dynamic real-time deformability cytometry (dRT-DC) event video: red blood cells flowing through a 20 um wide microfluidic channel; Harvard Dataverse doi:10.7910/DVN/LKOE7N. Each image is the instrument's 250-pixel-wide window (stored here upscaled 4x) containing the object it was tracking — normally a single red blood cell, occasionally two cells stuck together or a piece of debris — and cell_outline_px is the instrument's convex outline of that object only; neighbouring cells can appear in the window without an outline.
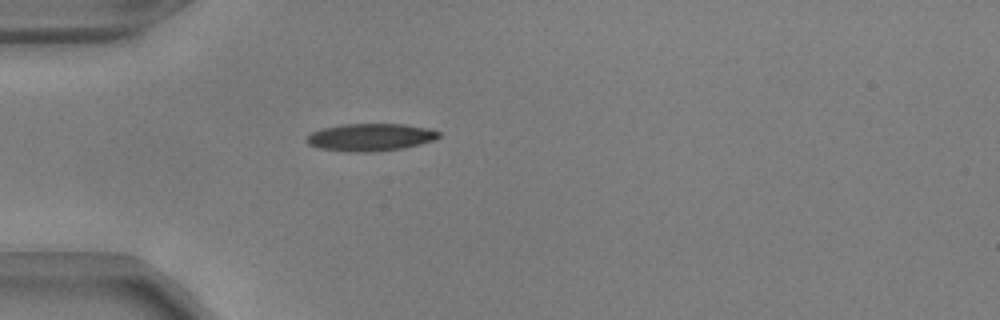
{"species": "common noctule bat (a hibernating species)", "species_latin": "Nyctalus noctula", "temperature_condition": "warm", "stored_images_in_passage": 38, "camera_frame_rate_fps": 3000, "um_per_image_px": 0.085, "animal": {"sex": "male", "body_mass_g": 17.9, "forearm_length_mm": 54.2}, "frame": {"image": 1, "passage_image": 1, "time_ms": 0.0, "image_size_px": [1000, 320], "cell_outline_px": [[440, 136], [436, 140], [404, 148], [372, 152], [348, 152], [320, 148], [308, 144], [304, 140], [312, 132], [320, 128], [340, 124], [404, 124], [428, 128], [440, 132]], "centroid_in_image_um": [31.48, 11.66], "position_along_channel_um": 53.5, "area_um2": 21.39}}
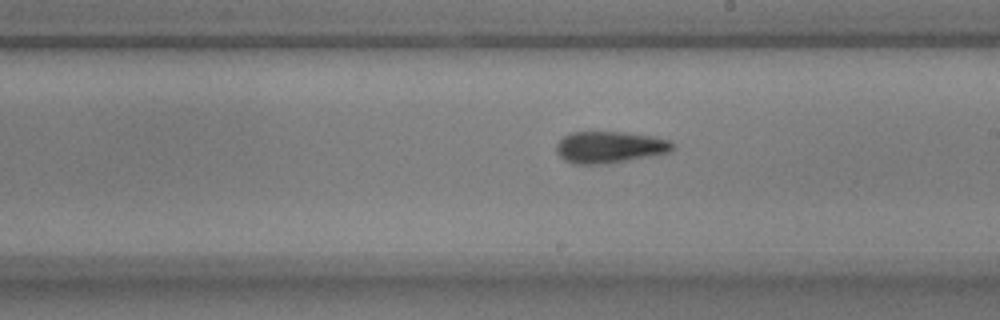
{"frame": {"image": 2, "passage_image": 16, "time_ms": 5.0, "image_size_px": [1000, 320], "cell_outline_px": [[676, 148], [668, 152], [608, 164], [572, 164], [564, 160], [556, 152], [556, 144], [564, 136], [572, 132], [624, 132], [652, 136], [668, 140]], "centroid_in_image_um": [51.78, 12.51], "position_along_channel_um": 237.2, "area_um2": 21.39}}
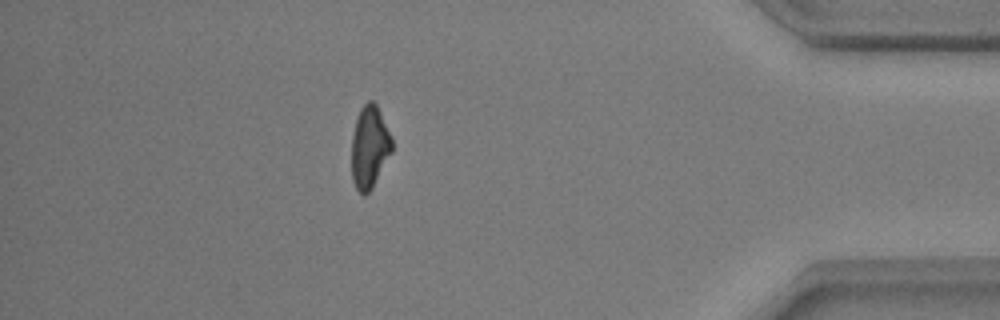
{"frame": {"image": 3, "passage_image": 32, "time_ms": 10.333, "image_size_px": [1000, 320], "cell_outline_px": [[392, 152], [372, 188], [364, 196], [356, 188], [352, 180], [352, 132], [356, 116], [360, 108], [368, 100], [372, 100], [376, 104], [392, 140]], "centroid_in_image_um": [31.39, 12.5], "position_along_channel_um": 403.8, "area_um2": 19.31}, "authors_computed_cell_mechanics": {"area_um2": 20.6057, "velocity_mm_per_s": 3.8705, "shape_relaxation_time_tau1_ms": 6.0175, "shape_relaxation_time_tau2_ms": 2.2128, "deformation_change_tau1": 0.2231, "deformation_change_tau2": 0.1121}}